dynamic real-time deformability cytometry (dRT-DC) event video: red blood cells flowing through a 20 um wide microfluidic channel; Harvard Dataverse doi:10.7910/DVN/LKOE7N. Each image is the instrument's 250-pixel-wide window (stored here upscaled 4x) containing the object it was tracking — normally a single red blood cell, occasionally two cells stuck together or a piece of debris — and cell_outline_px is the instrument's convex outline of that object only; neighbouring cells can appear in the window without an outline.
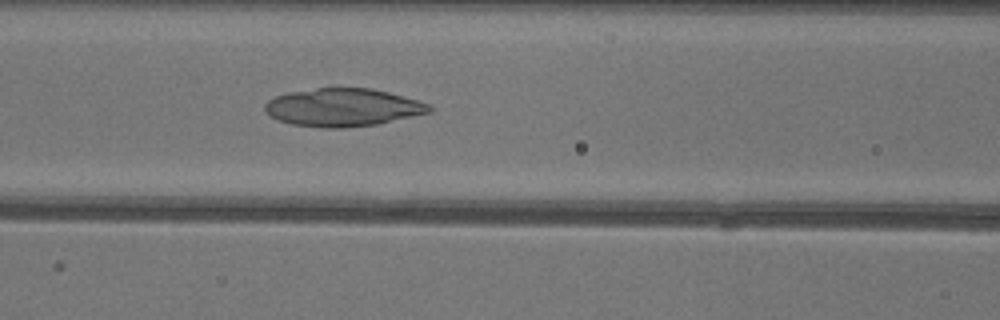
{"species": "common noctule bat (a hibernating species)", "species_latin": "Nyctalus noctula", "temperature_condition": "warm", "stored_images_in_passage": 41, "camera_frame_rate_fps": 3000, "um_per_image_px": 0.085, "animal": {"sex": "female"}, "frame": {"image": 1, "passage_image": 12, "time_ms": 3.667, "image_size_px": [1000, 320], "cell_outline_px": [[432, 112], [376, 124], [344, 128], [324, 128], [292, 124], [276, 120], [264, 112], [264, 104], [268, 100], [276, 96], [288, 92], [316, 88], [372, 88], [388, 92], [416, 100], [428, 104], [432, 108]], "centroid_in_image_um": [29.09, 9.13], "position_along_channel_um": 137.5, "area_um2": 36.36}}
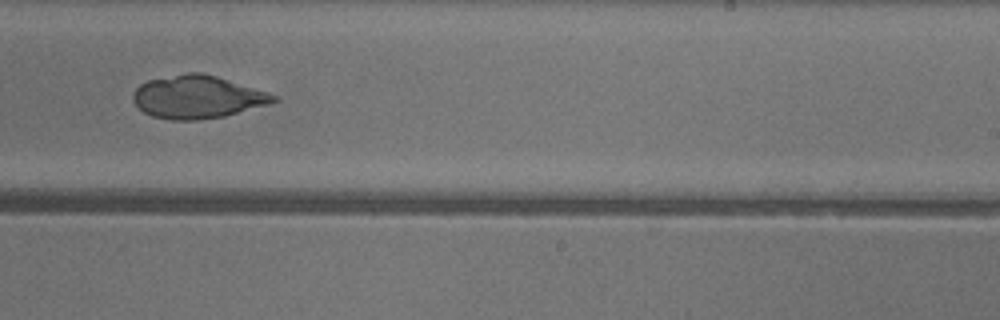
{"frame": {"image": 2, "passage_image": 22, "time_ms": 7.0, "image_size_px": [1000, 320], "cell_outline_px": [[280, 100], [268, 104], [224, 116], [200, 120], [172, 120], [152, 116], [144, 112], [132, 100], [132, 92], [140, 84], [148, 80], [188, 72], [200, 72], [216, 76], [268, 92], [276, 96]], "centroid_in_image_um": [16.76, 8.24], "position_along_channel_um": 272.2, "area_um2": 34.97}}
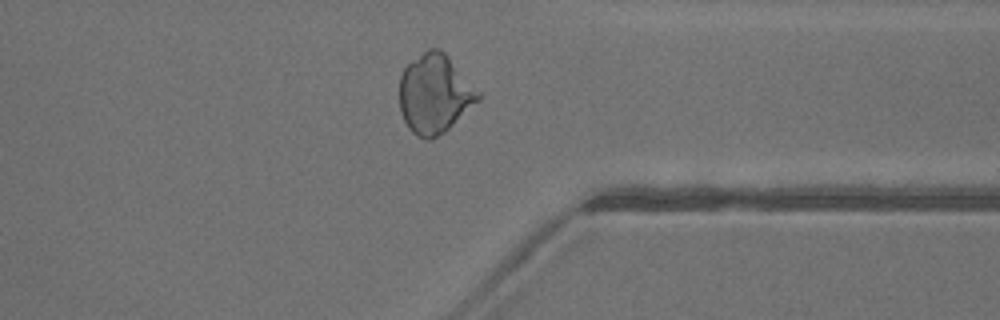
{"frame": {"image": 3, "passage_image": 30, "time_ms": 9.667, "image_size_px": [1000, 320], "cell_outline_px": [[480, 100], [444, 132], [432, 140], [428, 140], [416, 136], [408, 128], [400, 112], [400, 76], [404, 68], [412, 60], [428, 48], [436, 48], [444, 52], [480, 92]], "centroid_in_image_um": [36.93, 8.0], "position_along_channel_um": 374.5, "area_um2": 36.13}}